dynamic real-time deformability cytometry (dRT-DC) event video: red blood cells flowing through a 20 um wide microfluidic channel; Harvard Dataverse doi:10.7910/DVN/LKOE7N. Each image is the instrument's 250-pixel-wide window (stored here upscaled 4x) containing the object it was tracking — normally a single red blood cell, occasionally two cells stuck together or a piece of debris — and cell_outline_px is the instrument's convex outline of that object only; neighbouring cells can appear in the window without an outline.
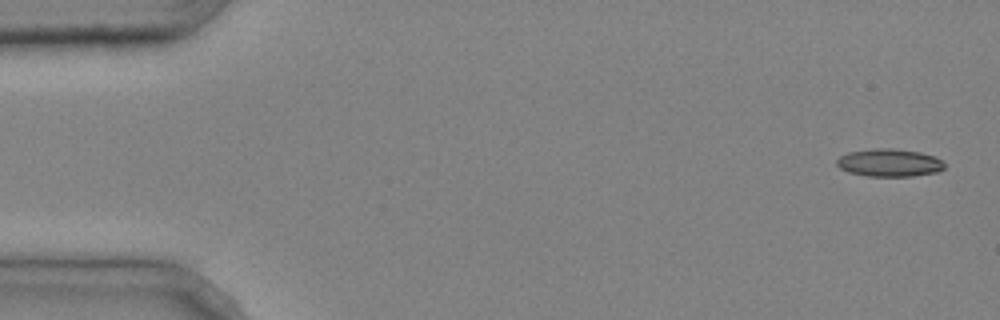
{"species": "common noctule bat (a hibernating species)", "species_latin": "Nyctalus noctula", "temperature_condition": "cold", "stored_images_in_passage": 4, "camera_frame_rate_fps": 3000, "um_per_image_px": 0.085, "animal": {"sex": "male", "body_mass_g": 20.4}, "frame": {"image": 1, "passage_image": 1, "time_ms": 0.0, "image_size_px": [1000, 320], "cell_outline_px": [[944, 168], [936, 172], [912, 176], [868, 176], [848, 172], [840, 168], [836, 164], [836, 160], [840, 156], [848, 152], [872, 148], [892, 148], [920, 152], [936, 156], [944, 164]], "centroid_in_image_um": [75.57, 13.82], "position_along_channel_um": 9.4, "area_um2": 17.46}}